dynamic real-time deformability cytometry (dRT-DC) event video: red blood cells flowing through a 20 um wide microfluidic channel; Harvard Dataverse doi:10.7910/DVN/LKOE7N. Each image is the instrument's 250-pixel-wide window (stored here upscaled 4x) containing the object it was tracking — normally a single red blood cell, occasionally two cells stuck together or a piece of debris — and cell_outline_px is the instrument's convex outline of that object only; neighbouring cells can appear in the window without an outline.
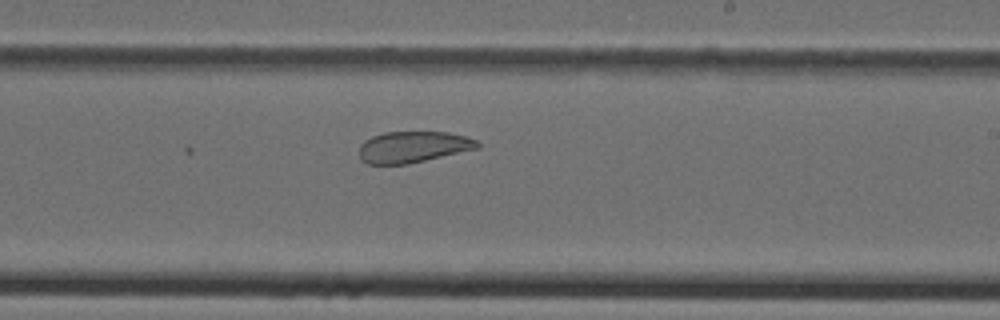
{"species": "Egyptian fruit bat (a non-hibernating species)", "species_latin": "Rousettus aegyptiacus", "temperature_condition": "cold", "stored_images_in_passage": 22, "camera_frame_rate_fps": 3000, "um_per_image_px": 0.085, "animal": {"sex": "female"}, "frame": {"image": 1, "passage_image": 22, "time_ms": 7.0, "image_size_px": [1000, 320], "cell_outline_px": [[480, 148], [408, 164], [368, 164], [360, 160], [360, 144], [364, 140], [372, 136], [384, 132], [448, 132], [464, 136], [476, 140], [480, 144]], "centroid_in_image_um": [35.1, 12.49], "position_along_channel_um": 253.9, "area_um2": 21.62}}